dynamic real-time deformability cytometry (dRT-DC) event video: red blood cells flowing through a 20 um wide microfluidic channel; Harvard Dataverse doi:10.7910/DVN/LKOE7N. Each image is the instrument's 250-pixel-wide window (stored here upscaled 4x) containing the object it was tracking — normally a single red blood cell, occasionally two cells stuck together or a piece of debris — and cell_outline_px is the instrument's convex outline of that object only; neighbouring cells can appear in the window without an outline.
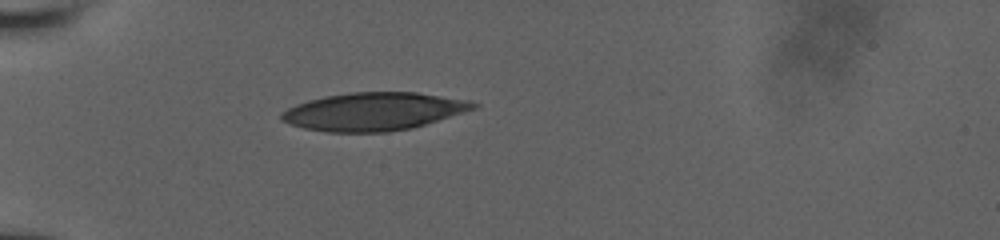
{"species": "human", "species_latin": "Homo sapiens", "temperature_condition": "room temperature", "stored_images_in_passage": 3, "camera_frame_rate_fps": 3000, "um_per_image_px": 0.085, "donor": {"sex": "male"}, "frame": {"image": 1, "passage_image": 1, "time_ms": 0.0, "image_size_px": [1000, 240], "cell_outline_px": [[480, 104], [476, 108], [412, 128], [388, 132], [328, 132], [304, 128], [280, 120], [280, 112], [296, 104], [308, 100], [324, 96], [352, 92], [416, 92], [472, 100]], "centroid_in_image_um": [31.76, 9.47], "position_along_channel_um": 53.2, "area_um2": 42.48}}
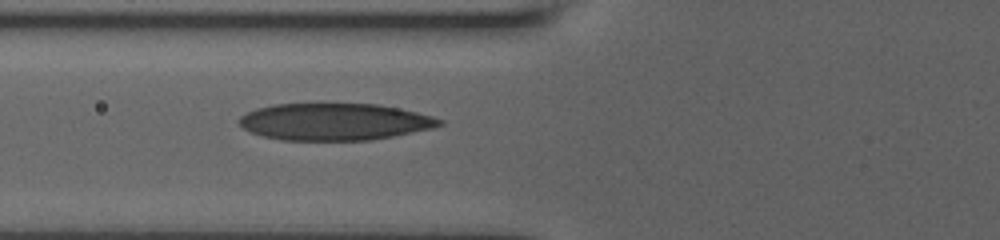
{"frame": {"image": 2, "passage_image": 3, "time_ms": 1.667, "image_size_px": [1000, 240], "cell_outline_px": [[444, 124], [432, 128], [392, 136], [368, 140], [284, 140], [264, 136], [252, 132], [244, 128], [240, 124], [240, 116], [256, 108], [272, 104], [376, 104], [416, 112], [432, 116], [444, 120]], "centroid_in_image_um": [28.44, 10.34], "position_along_channel_um": 97.4, "area_um2": 42.71}}